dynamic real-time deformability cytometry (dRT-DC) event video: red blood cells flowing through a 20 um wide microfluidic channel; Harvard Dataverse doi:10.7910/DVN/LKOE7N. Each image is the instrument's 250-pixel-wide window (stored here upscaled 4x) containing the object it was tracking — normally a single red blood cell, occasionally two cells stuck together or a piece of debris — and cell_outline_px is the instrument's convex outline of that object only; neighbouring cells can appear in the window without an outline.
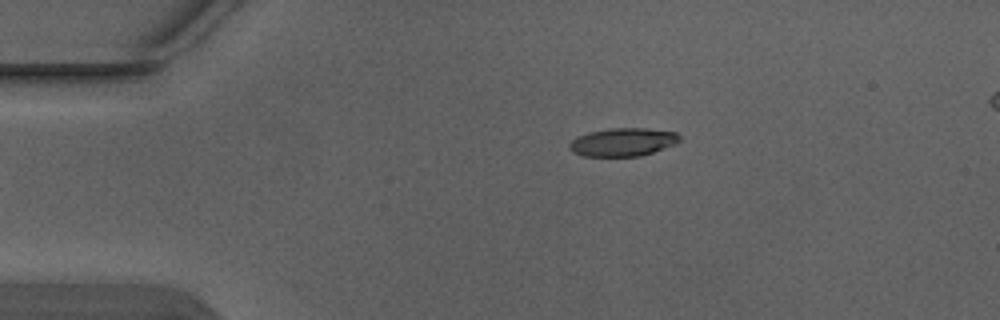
{"species": "Egyptian fruit bat (a non-hibernating species)", "species_latin": "Rousettus aegyptiacus", "temperature_condition": "warm", "stored_images_in_passage": 2, "camera_frame_rate_fps": 3000, "um_per_image_px": 0.085, "animal": {"sex": "male"}, "frame": {"image": 1, "passage_image": 2, "time_ms": 0.333, "image_size_px": [1000, 320], "cell_outline_px": [[680, 140], [672, 144], [652, 152], [640, 156], [584, 156], [572, 152], [568, 148], [568, 144], [576, 136], [588, 132], [612, 128], [644, 128], [676, 132], [680, 136]], "centroid_in_image_um": [52.88, 12.07], "position_along_channel_um": 32.1, "area_um2": 17.98}}